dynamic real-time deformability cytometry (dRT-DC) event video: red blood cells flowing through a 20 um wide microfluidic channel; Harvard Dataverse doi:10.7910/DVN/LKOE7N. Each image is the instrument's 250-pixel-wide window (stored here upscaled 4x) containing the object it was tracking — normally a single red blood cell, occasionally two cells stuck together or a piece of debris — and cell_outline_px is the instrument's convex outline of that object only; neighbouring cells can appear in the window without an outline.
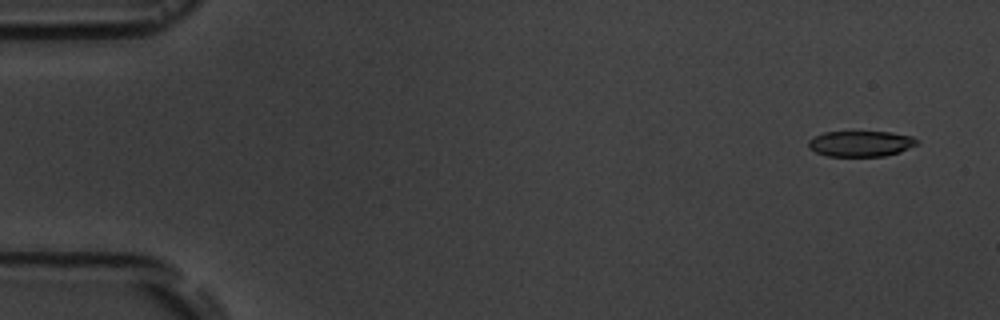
{"species": "common noctule bat (a hibernating species)", "species_latin": "Nyctalus noctula", "temperature_condition": "room temperature", "stored_images_in_passage": 5, "camera_frame_rate_fps": 3000, "um_per_image_px": 0.085, "animal": {"sex": "male", "body_mass_g": 19.5, "forearm_length_mm": 54.6}, "frame": {"image": 1, "passage_image": 1, "time_ms": 0.0, "image_size_px": [1000, 320], "cell_outline_px": [[916, 144], [900, 152], [884, 156], [828, 156], [816, 152], [808, 148], [808, 140], [824, 132], [892, 132], [912, 136], [916, 140]], "centroid_in_image_um": [73.13, 12.21], "position_along_channel_um": 11.9, "area_um2": 16.13}}
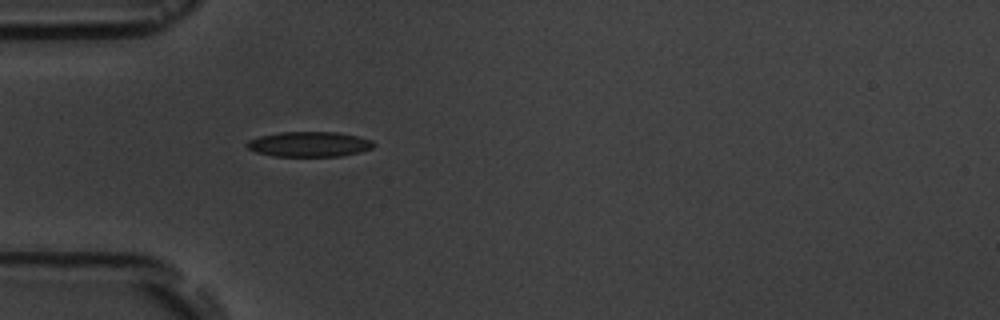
{"frame": {"image": 2, "passage_image": 5, "time_ms": 4.667, "image_size_px": [1000, 320], "cell_outline_px": [[376, 144], [372, 148], [360, 152], [340, 156], [276, 156], [256, 152], [248, 148], [244, 144], [248, 140], [260, 136], [280, 132], [336, 132], [356, 136], [372, 140]], "centroid_in_image_um": [26.28, 12.25], "position_along_channel_um": 58.7, "area_um2": 18.5}}